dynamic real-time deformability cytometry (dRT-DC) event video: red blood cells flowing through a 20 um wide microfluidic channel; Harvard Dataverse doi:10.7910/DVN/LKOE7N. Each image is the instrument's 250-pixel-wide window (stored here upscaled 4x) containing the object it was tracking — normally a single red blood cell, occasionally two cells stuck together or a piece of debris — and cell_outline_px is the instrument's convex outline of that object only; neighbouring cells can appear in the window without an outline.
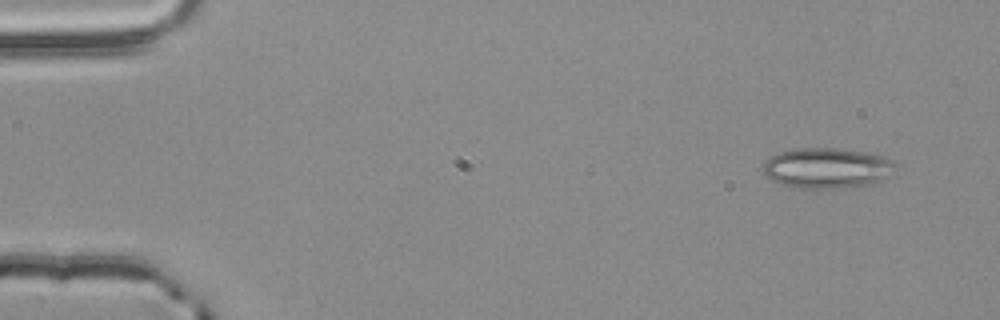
{"species": "common noctule bat (a hibernating species)", "species_latin": "Nyctalus noctula", "temperature_condition": "room temperature", "stored_images_in_passage": 4, "camera_frame_rate_fps": 3000, "um_per_image_px": 0.085, "animal": {"sex": "male", "body_mass_g": 20.4}, "frame": {"image": 1, "passage_image": 1, "time_ms": 0.0, "image_size_px": [1000, 320], "cell_outline_px": [[896, 168], [884, 180], [872, 184], [840, 188], [800, 188], [784, 184], [772, 180], [764, 172], [764, 160], [780, 152], [796, 148], [836, 148], [872, 152], [884, 156], [892, 160], [896, 164]], "centroid_in_image_um": [70.36, 14.27], "position_along_channel_um": 14.6, "area_um2": 31.33}}